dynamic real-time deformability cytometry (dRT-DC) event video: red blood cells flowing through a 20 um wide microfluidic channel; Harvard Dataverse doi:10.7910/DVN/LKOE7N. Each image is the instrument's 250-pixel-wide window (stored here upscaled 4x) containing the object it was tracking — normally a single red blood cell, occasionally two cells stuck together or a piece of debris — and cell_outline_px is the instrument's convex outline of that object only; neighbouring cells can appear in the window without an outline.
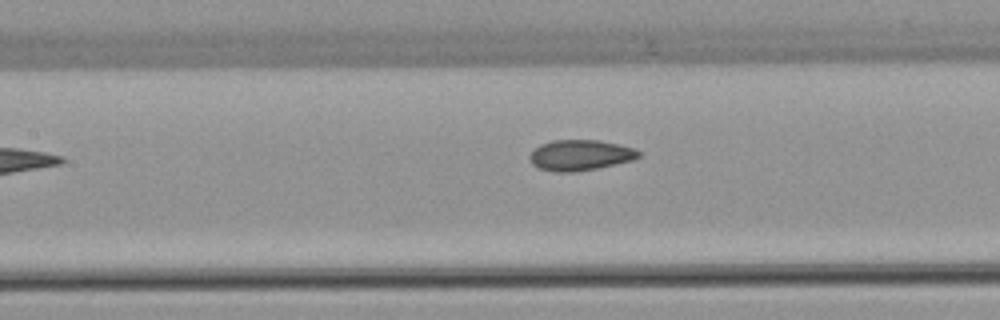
{"species": "common noctule bat (a hibernating species)", "species_latin": "Nyctalus noctula", "temperature_condition": "warm", "stored_images_in_passage": 6, "camera_frame_rate_fps": 3000, "um_per_image_px": 0.085, "animal": {"sex": "female", "body_mass_g": 22.7, "forearm_length_mm": 54.2}, "frame": {"image": 1, "passage_image": 5, "time_ms": 5.0, "image_size_px": [1000, 320], "cell_outline_px": [[640, 156], [632, 160], [596, 168], [576, 172], [556, 172], [540, 168], [532, 164], [528, 156], [540, 144], [552, 140], [600, 140], [620, 144], [632, 148], [640, 152]], "centroid_in_image_um": [49.3, 13.18], "position_along_channel_um": 158.1, "area_um2": 19.36}}